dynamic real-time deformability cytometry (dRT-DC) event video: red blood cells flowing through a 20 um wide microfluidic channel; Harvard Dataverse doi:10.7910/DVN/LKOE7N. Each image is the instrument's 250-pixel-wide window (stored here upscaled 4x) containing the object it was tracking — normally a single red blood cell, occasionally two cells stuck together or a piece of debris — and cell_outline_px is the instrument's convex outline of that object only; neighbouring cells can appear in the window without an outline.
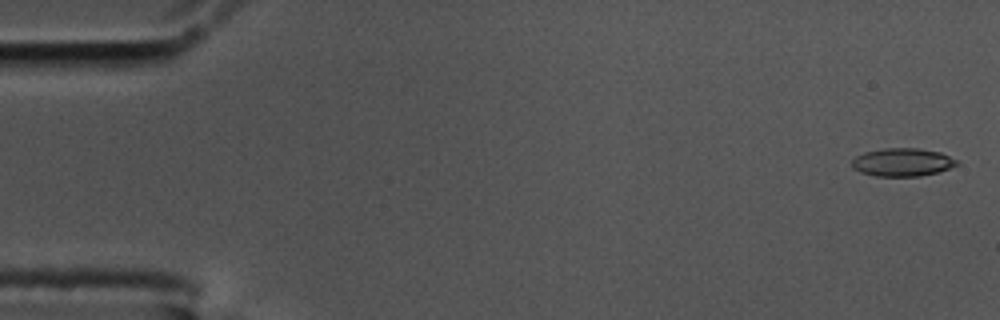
{"species": "common noctule bat (a hibernating species)", "species_latin": "Nyctalus noctula", "temperature_condition": "cold", "stored_images_in_passage": 58, "camera_frame_rate_fps": 3000, "um_per_image_px": 0.085, "animal": {"sex": "male", "body_mass_g": 17.5, "forearm_length_mm": 52.3}, "frame": {"image": 1, "passage_image": 2, "time_ms": 0.333, "image_size_px": [1000, 320], "cell_outline_px": [[960, 164], [936, 172], [920, 176], [876, 176], [860, 172], [852, 168], [852, 160], [856, 156], [864, 152], [884, 148], [920, 148], [940, 152], [956, 160]], "centroid_in_image_um": [76.67, 13.78], "position_along_channel_um": 8.3, "area_um2": 17.11}}
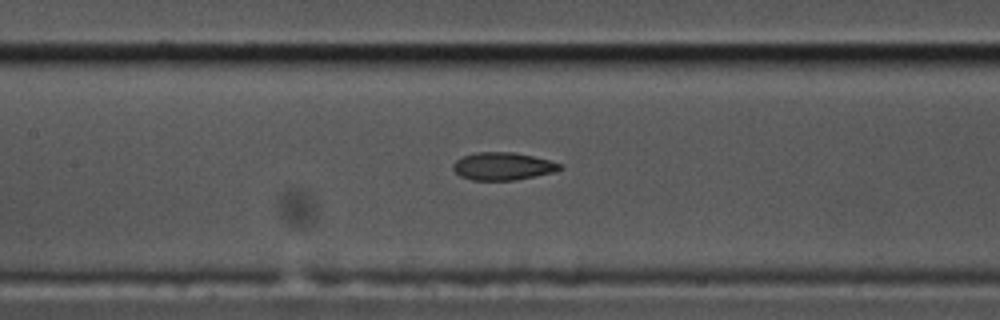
{"frame": {"image": 2, "passage_image": 27, "time_ms": 8.667, "image_size_px": [1000, 320], "cell_outline_px": [[564, 168], [552, 172], [516, 180], [472, 180], [460, 176], [452, 168], [452, 164], [456, 160], [464, 156], [476, 152], [516, 152], [564, 164]], "centroid_in_image_um": [42.74, 14.13], "position_along_channel_um": 164.7, "area_um2": 17.22}}
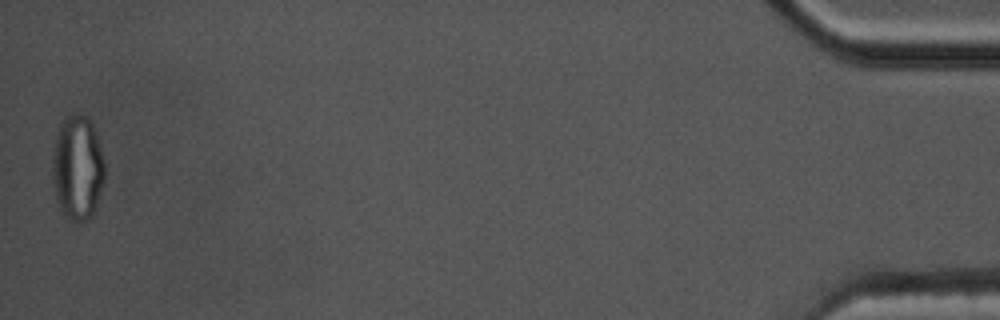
{"frame": {"image": 3, "passage_image": 58, "time_ms": 19.0, "image_size_px": [1000, 320], "cell_outline_px": [[104, 180], [92, 216], [88, 220], [80, 224], [72, 220], [60, 208], [56, 200], [52, 176], [52, 156], [56, 136], [60, 124], [68, 116], [84, 116], [92, 124], [96, 132], [104, 160]], "centroid_in_image_um": [6.58, 14.3], "position_along_channel_um": 428.6, "area_um2": 31.62}, "authors_computed_cell_mechanics": {"area_um2": 17.7446, "velocity_mm_per_s": 3.4718, "shape_relaxation_time_tau1_ms": null, "shape_relaxation_time_tau2_ms": 1.6981, "deformation_change_tau1": null, "deformation_change_tau2": 0.0729}}